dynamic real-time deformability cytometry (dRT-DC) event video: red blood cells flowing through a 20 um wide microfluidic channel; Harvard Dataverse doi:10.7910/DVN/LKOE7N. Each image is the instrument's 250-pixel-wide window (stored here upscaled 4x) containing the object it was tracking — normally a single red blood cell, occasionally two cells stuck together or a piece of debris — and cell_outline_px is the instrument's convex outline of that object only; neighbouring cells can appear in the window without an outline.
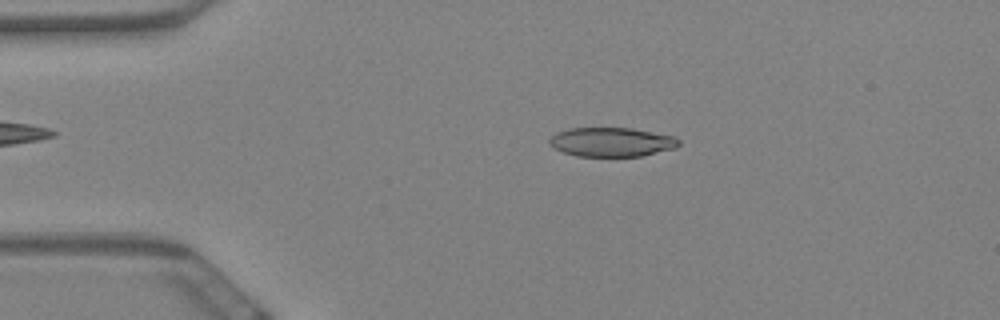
{"species": "Egyptian fruit bat (a non-hibernating species)", "species_latin": "Rousettus aegyptiacus", "temperature_condition": "warm", "stored_images_in_passage": 49, "camera_frame_rate_fps": 3000, "um_per_image_px": 0.085, "animal": {"sex": "female"}, "frame": {"image": 1, "passage_image": 3, "time_ms": 0.667, "image_size_px": [1000, 320], "cell_outline_px": [[680, 144], [676, 148], [640, 156], [576, 156], [564, 152], [548, 144], [548, 140], [552, 136], [568, 128], [632, 128], [676, 136], [680, 140]], "centroid_in_image_um": [52.03, 12.07], "position_along_channel_um": 33.0, "area_um2": 21.96}}
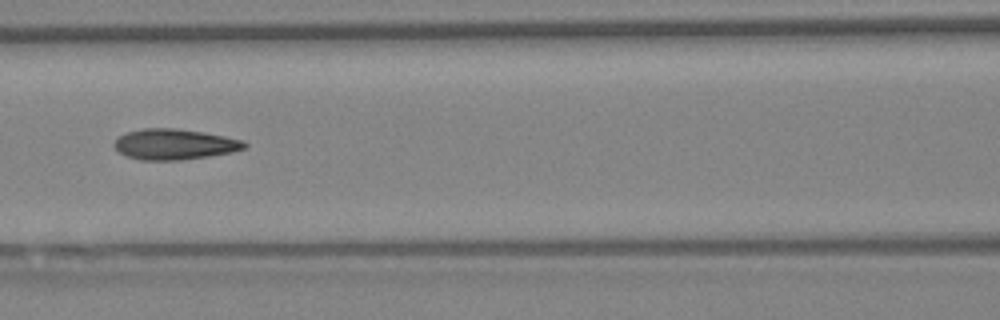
{"frame": {"image": 2, "passage_image": 17, "time_ms": 5.333, "image_size_px": [1000, 320], "cell_outline_px": [[248, 144], [244, 148], [232, 152], [208, 156], [180, 160], [140, 160], [128, 156], [120, 152], [112, 144], [120, 136], [128, 132], [144, 128], [176, 128], [204, 132], [244, 140]], "centroid_in_image_um": [14.85, 12.26], "position_along_channel_um": 151.7, "area_um2": 23.12}}
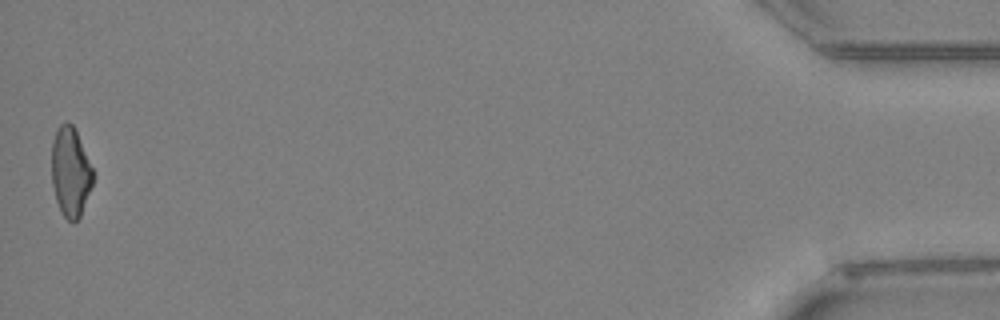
{"frame": {"image": 3, "passage_image": 49, "time_ms": 16.0, "image_size_px": [1000, 320], "cell_outline_px": [[96, 176], [80, 216], [76, 220], [68, 220], [60, 212], [56, 200], [52, 184], [52, 140], [56, 128], [60, 124], [72, 124], [76, 132]], "centroid_in_image_um": [5.99, 14.63], "position_along_channel_um": 429.2, "area_um2": 21.44}, "authors_computed_cell_mechanics": {"area_um2": 22.4264, "velocity_mm_per_s": 3.5057, "shape_relaxation_time_tau1_ms": null, "shape_relaxation_time_tau2_ms": 2.8584, "deformation_change_tau1": null, "deformation_change_tau2": 0.108}}